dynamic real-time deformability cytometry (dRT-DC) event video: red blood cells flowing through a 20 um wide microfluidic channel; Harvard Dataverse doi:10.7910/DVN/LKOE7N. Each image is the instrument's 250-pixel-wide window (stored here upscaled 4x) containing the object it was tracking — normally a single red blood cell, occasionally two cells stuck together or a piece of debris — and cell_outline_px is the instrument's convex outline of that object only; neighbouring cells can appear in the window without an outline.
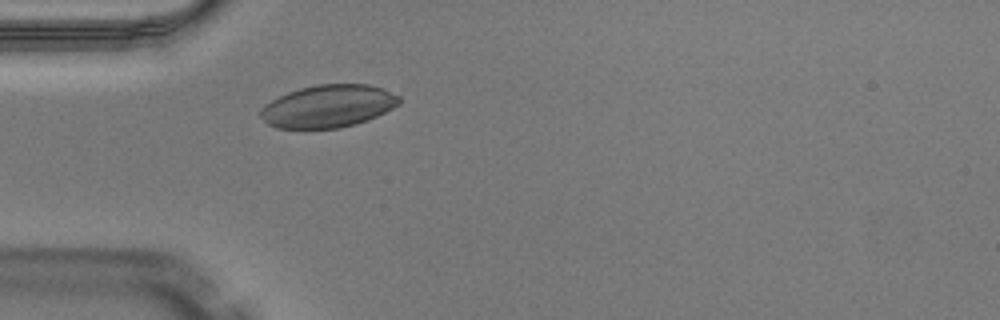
{"species": "Egyptian fruit bat (a non-hibernating species)", "species_latin": "Rousettus aegyptiacus", "temperature_condition": "warm", "stored_images_in_passage": 30, "camera_frame_rate_fps": 3000, "um_per_image_px": 0.085, "animal": {"sex": "male"}, "frame": {"image": 1, "passage_image": 1, "time_ms": 0.0, "image_size_px": [1000, 320], "cell_outline_px": [[400, 104], [376, 116], [356, 124], [340, 128], [276, 128], [268, 124], [260, 116], [260, 108], [264, 104], [288, 92], [300, 88], [316, 84], [368, 84], [380, 88], [400, 96]], "centroid_in_image_um": [27.87, 9.02], "position_along_channel_um": 57.1, "area_um2": 34.28}}
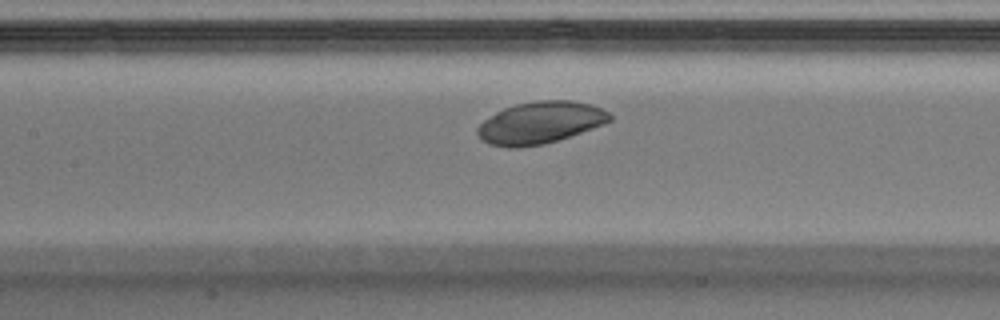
{"frame": {"image": 2, "passage_image": 9, "time_ms": 2.667, "image_size_px": [1000, 320], "cell_outline_px": [[612, 120], [604, 124], [544, 144], [520, 148], [508, 148], [488, 144], [480, 140], [476, 132], [476, 128], [484, 120], [496, 112], [504, 108], [516, 104], [540, 100], [572, 100], [592, 104], [608, 112], [612, 116]], "centroid_in_image_um": [45.88, 10.43], "position_along_channel_um": 161.5, "area_um2": 32.43}}
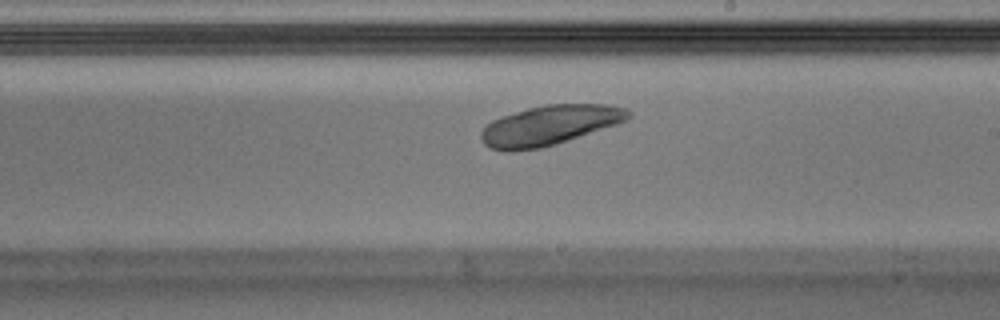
{"frame": {"image": 3, "passage_image": 15, "time_ms": 4.667, "image_size_px": [1000, 320], "cell_outline_px": [[632, 116], [628, 120], [556, 144], [540, 148], [512, 152], [504, 152], [488, 148], [480, 140], [480, 132], [492, 120], [500, 116], [528, 108], [544, 104], [612, 104], [624, 108], [632, 112]], "centroid_in_image_um": [46.68, 10.65], "position_along_channel_um": 242.3, "area_um2": 34.45}}